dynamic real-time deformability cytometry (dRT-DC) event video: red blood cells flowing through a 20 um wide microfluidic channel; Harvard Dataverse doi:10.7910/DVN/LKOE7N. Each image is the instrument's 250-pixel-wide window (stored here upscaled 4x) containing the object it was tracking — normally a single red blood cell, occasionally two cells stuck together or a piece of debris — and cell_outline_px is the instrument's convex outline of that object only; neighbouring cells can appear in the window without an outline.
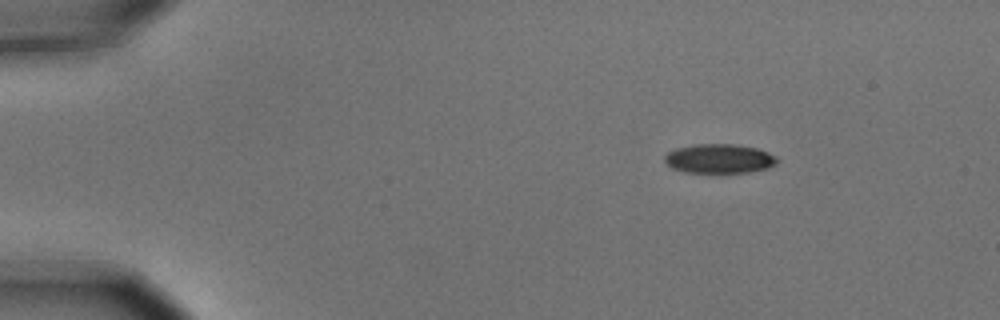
{"species": "common noctule bat (a hibernating species)", "species_latin": "Nyctalus noctula", "temperature_condition": "cold", "stored_images_in_passage": 5, "camera_frame_rate_fps": 3000, "um_per_image_px": 0.085, "animal": {"sex": "male", "body_mass_g": 15.6}, "frame": {"image": 1, "passage_image": 1, "time_ms": 0.0, "image_size_px": [1000, 320], "cell_outline_px": [[780, 160], [776, 164], [768, 168], [752, 172], [684, 172], [672, 168], [664, 160], [664, 156], [668, 152], [676, 148], [692, 144], [736, 144], [756, 148], [768, 152], [776, 156]], "centroid_in_image_um": [61.16, 13.48], "position_along_channel_um": 23.8, "area_um2": 19.31}}
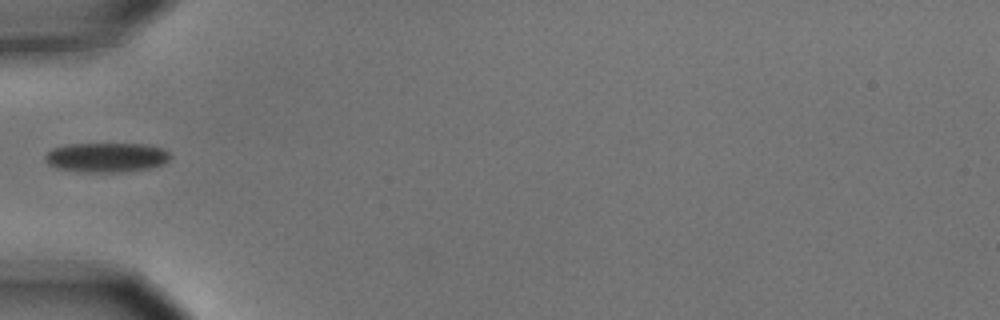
{"frame": {"image": 2, "passage_image": 4, "time_ms": 1.0, "image_size_px": [1000, 320], "cell_outline_px": [[172, 156], [164, 164], [148, 168], [120, 172], [84, 172], [56, 168], [48, 164], [44, 156], [52, 148], [68, 144], [144, 144], [164, 148]], "centroid_in_image_um": [9.05, 13.37], "position_along_channel_um": 75.9, "area_um2": 21.56}}
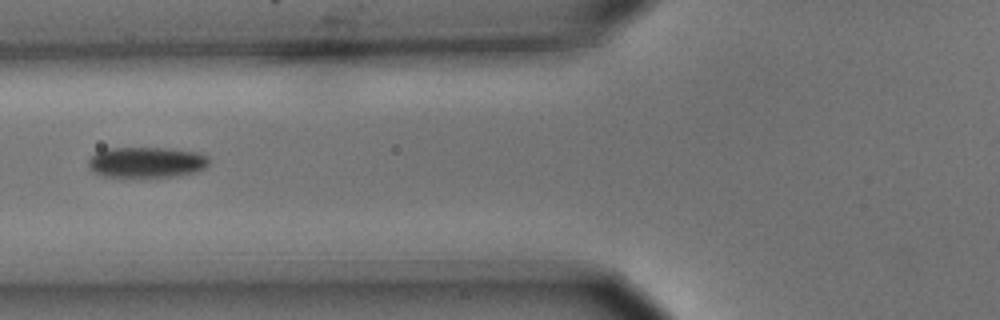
{"frame": {"image": 3, "passage_image": 5, "time_ms": 1.333, "image_size_px": [1000, 320], "cell_outline_px": [[208, 164], [204, 168], [196, 172], [176, 176], [100, 176], [88, 168], [88, 160], [96, 152], [108, 148], [168, 148], [200, 152], [208, 156]], "centroid_in_image_um": [12.46, 13.78], "position_along_channel_um": 113.3, "area_um2": 21.56}}